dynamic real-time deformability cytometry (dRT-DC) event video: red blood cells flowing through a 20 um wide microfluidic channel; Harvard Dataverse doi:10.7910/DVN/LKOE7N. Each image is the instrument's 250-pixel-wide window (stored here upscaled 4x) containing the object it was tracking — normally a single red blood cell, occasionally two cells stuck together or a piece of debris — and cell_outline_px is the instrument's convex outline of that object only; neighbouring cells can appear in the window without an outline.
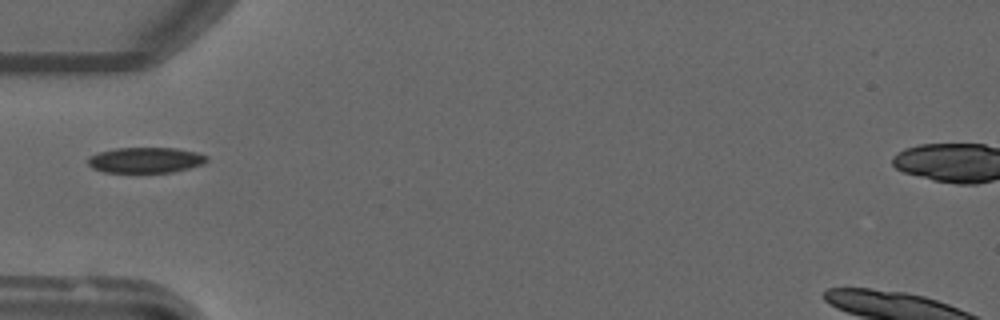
{"species": "common noctule bat (a hibernating species)", "species_latin": "Nyctalus noctula", "temperature_condition": "warm", "stored_images_in_passage": 34, "camera_frame_rate_fps": 3000, "um_per_image_px": 0.085, "animal": {"sex": "male", "forearm_length_mm": 52.5}, "frame": {"image": 1, "passage_image": 1, "time_ms": 0.0, "image_size_px": [1000, 320], "cell_outline_px": [[208, 160], [204, 164], [172, 172], [104, 172], [92, 168], [88, 164], [88, 156], [100, 152], [116, 148], [176, 148], [196, 152], [208, 156]], "centroid_in_image_um": [12.38, 13.6], "position_along_channel_um": 72.6, "area_um2": 17.69}}
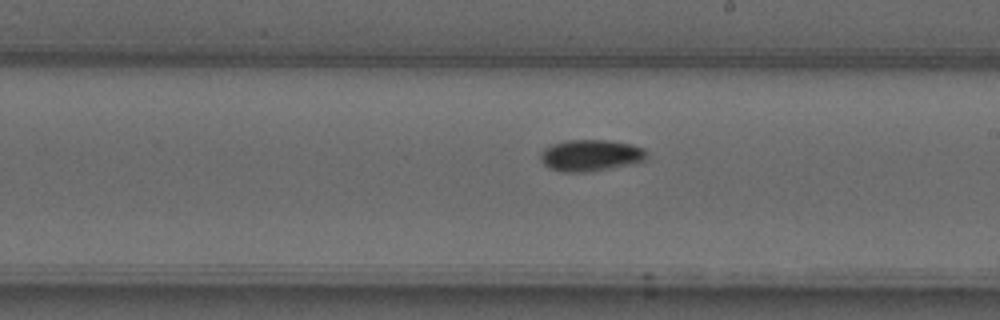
{"frame": {"image": 2, "passage_image": 13, "time_ms": 4.0, "image_size_px": [1000, 320], "cell_outline_px": [[648, 160], [632, 164], [588, 172], [560, 172], [544, 164], [540, 160], [540, 152], [544, 148], [552, 144], [568, 140], [608, 140], [632, 144], [644, 148], [648, 152]], "centroid_in_image_um": [50.25, 13.2], "position_along_channel_um": 238.8, "area_um2": 19.77}}
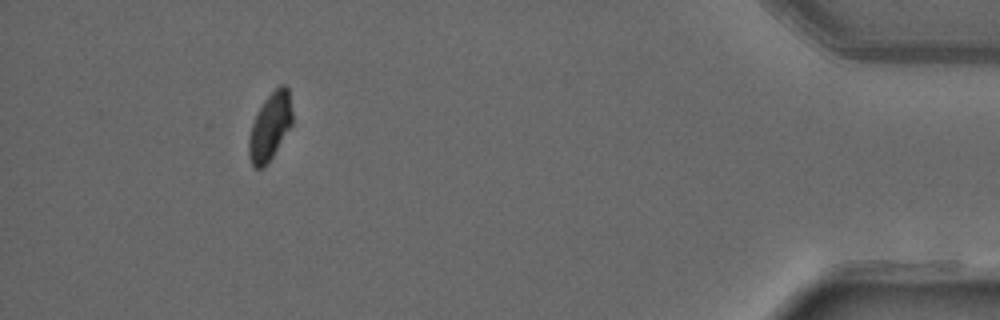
{"frame": {"image": 3, "passage_image": 30, "time_ms": 9.667, "image_size_px": [1000, 320], "cell_outline_px": [[292, 124], [272, 156], [264, 168], [256, 168], [252, 164], [248, 156], [248, 140], [252, 124], [264, 100], [280, 84], [284, 84], [288, 88], [292, 112]], "centroid_in_image_um": [22.94, 10.76], "position_along_channel_um": 412.3, "area_um2": 16.76}}